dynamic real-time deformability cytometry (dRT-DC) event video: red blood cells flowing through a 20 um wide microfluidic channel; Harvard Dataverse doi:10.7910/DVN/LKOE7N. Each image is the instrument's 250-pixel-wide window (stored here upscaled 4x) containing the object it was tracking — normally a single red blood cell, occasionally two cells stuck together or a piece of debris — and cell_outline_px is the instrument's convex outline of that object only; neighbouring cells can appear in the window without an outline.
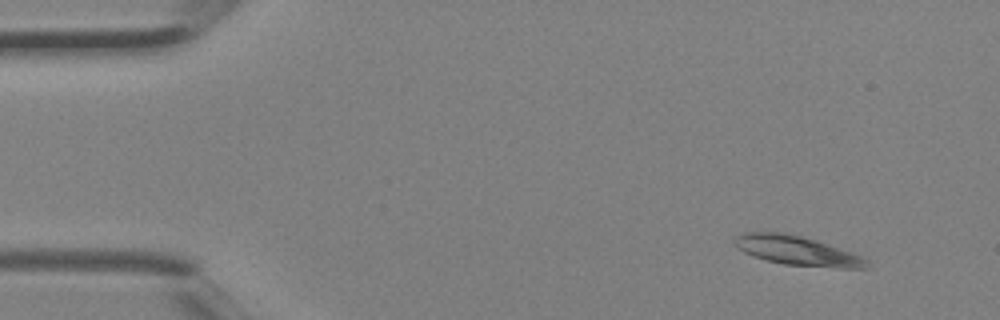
{"species": "Egyptian fruit bat (a non-hibernating species)", "species_latin": "Rousettus aegyptiacus", "temperature_condition": "room temperature", "stored_images_in_passage": 3, "camera_frame_rate_fps": 3000, "um_per_image_px": 0.085, "animal": {"sex": "female"}, "frame": {"image": 1, "passage_image": 1, "time_ms": 0.0, "image_size_px": [1000, 320], "cell_outline_px": [[868, 268], [840, 268], [784, 264], [764, 260], [744, 252], [736, 248], [732, 240], [736, 236], [744, 232], [776, 232], [800, 236], [816, 240], [864, 256], [868, 260]], "centroid_in_image_um": [67.75, 21.31], "position_along_channel_um": 17.3, "area_um2": 22.6}}
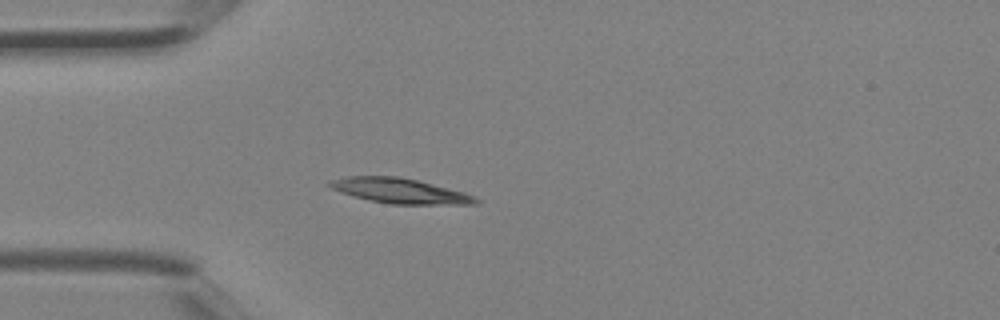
{"frame": {"image": 2, "passage_image": 3, "time_ms": 0.667, "image_size_px": [1000, 320], "cell_outline_px": [[480, 200], [476, 204], [392, 204], [368, 200], [340, 192], [332, 188], [328, 184], [328, 180], [348, 176], [396, 176], [416, 180], [464, 192], [476, 196]], "centroid_in_image_um": [33.98, 16.22], "position_along_channel_um": 51.0, "area_um2": 21.15}}